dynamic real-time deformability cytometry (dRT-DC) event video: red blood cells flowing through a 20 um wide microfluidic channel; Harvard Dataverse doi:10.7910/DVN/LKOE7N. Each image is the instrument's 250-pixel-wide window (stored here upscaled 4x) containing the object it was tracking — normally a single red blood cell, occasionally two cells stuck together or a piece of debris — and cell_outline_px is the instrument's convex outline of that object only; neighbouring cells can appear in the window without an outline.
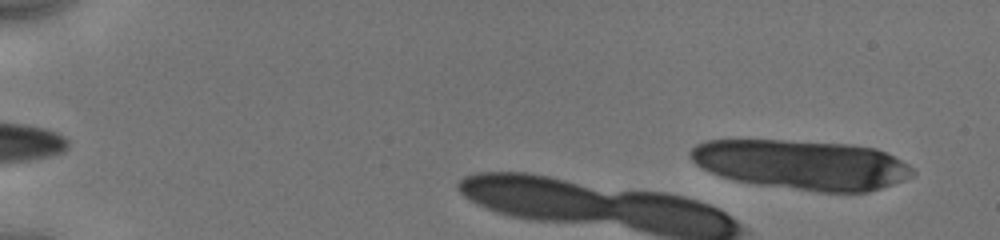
{"species": "human", "species_latin": "Homo sapiens", "temperature_condition": "cold", "stored_images_in_passage": 10, "camera_frame_rate_fps": 3000, "um_per_image_px": 0.085, "donor": {"sex": "male"}, "frame": {"image": 1, "passage_image": 3, "time_ms": 0.667, "image_size_px": [1000, 240], "cell_outline_px": [[916, 172], [912, 176], [904, 180], [868, 192], [816, 192], [756, 184], [732, 180], [720, 176], [696, 164], [688, 156], [688, 152], [696, 144], [708, 140], [784, 140], [852, 144], [876, 148], [908, 164]], "centroid_in_image_um": [68.14, 14.0], "position_along_channel_um": 16.9, "area_um2": 64.45}}